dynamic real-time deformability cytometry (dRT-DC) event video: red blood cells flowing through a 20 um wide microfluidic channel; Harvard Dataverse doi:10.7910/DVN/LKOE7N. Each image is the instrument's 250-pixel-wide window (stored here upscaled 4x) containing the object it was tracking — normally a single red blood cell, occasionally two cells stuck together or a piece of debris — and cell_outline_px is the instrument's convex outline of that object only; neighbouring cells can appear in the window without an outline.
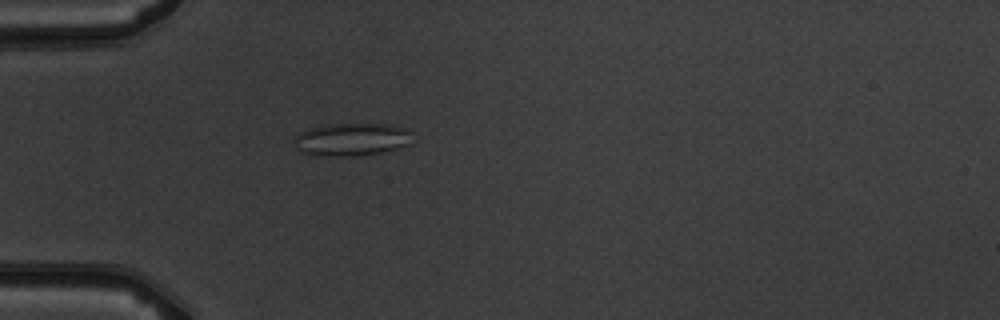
{"species": "common noctule bat (a hibernating species)", "species_latin": "Nyctalus noctula", "temperature_condition": "warm", "stored_images_in_passage": 5, "camera_frame_rate_fps": 3000, "um_per_image_px": 0.085, "animal": {"sex": "male", "body_mass_g": 19.5, "forearm_length_mm": 54.6}, "frame": {"image": 1, "passage_image": 5, "time_ms": 4.667, "image_size_px": [1000, 320], "cell_outline_px": [[408, 144], [396, 148], [380, 152], [356, 156], [328, 156], [300, 152], [292, 140], [300, 132], [308, 128], [324, 124], [392, 124], [408, 128]], "centroid_in_image_um": [29.82, 11.83], "position_along_channel_um": 55.2, "area_um2": 22.43}}